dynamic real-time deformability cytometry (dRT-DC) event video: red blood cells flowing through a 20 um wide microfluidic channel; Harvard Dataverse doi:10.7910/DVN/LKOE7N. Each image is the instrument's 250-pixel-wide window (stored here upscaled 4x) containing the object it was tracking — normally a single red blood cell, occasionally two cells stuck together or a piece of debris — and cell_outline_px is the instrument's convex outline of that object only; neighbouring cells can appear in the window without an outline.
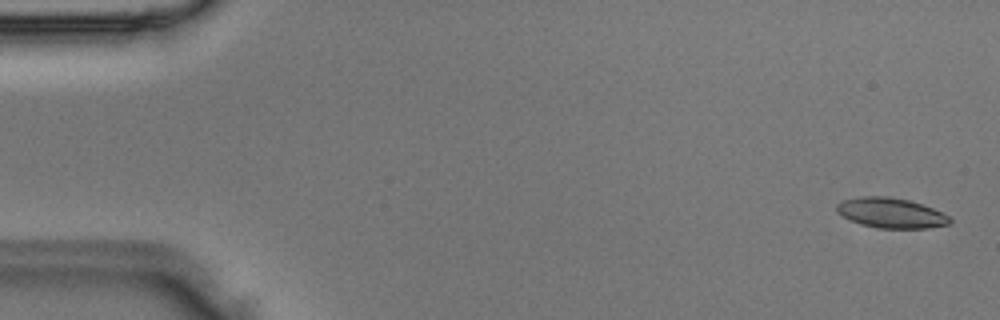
{"species": "Egyptian fruit bat (a non-hibernating species)", "species_latin": "Rousettus aegyptiacus", "temperature_condition": "room temperature", "stored_images_in_passage": 49, "camera_frame_rate_fps": 3000, "um_per_image_px": 0.085, "animal": {"sex": "male"}, "frame": {"image": 1, "passage_image": 2, "time_ms": 0.333, "image_size_px": [1000, 320], "cell_outline_px": [[952, 220], [948, 224], [928, 228], [876, 228], [860, 224], [836, 212], [836, 204], [844, 200], [860, 196], [888, 196], [908, 200], [932, 208], [948, 216]], "centroid_in_image_um": [75.7, 18.1], "position_along_channel_um": 9.3, "area_um2": 19.65}}
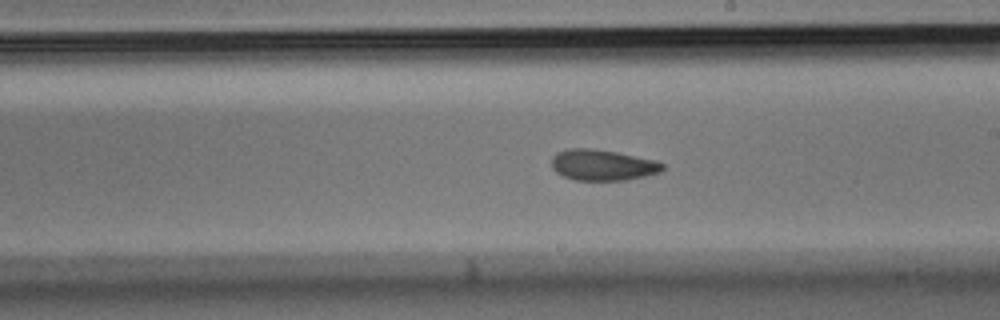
{"frame": {"image": 2, "passage_image": 28, "time_ms": 9.0, "image_size_px": [1000, 320], "cell_outline_px": [[664, 168], [660, 172], [644, 176], [624, 180], [576, 180], [564, 176], [556, 172], [552, 168], [552, 156], [556, 152], [568, 148], [588, 148], [616, 152], [656, 160], [664, 164]], "centroid_in_image_um": [51.2, 14.02], "position_along_channel_um": 237.8, "area_um2": 19.94}}
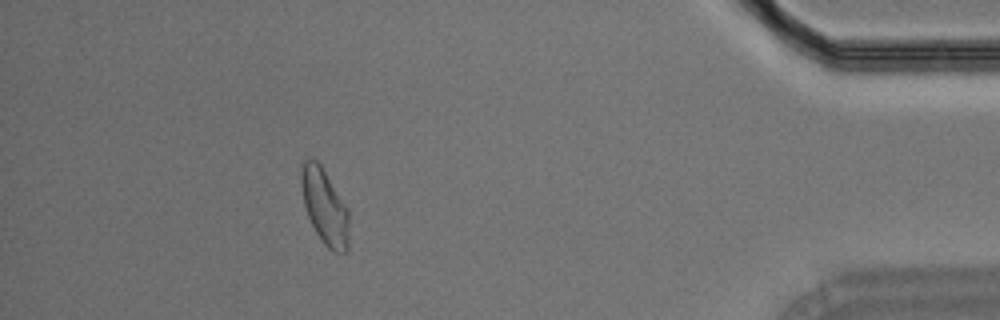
{"frame": {"image": 3, "passage_image": 44, "time_ms": 14.333, "image_size_px": [1000, 320], "cell_outline_px": [[348, 252], [332, 252], [324, 244], [316, 232], [308, 216], [304, 204], [300, 180], [300, 164], [304, 160], [316, 160], [320, 164], [348, 208]], "centroid_in_image_um": [27.59, 17.56], "position_along_channel_um": 407.6, "area_um2": 20.92}}